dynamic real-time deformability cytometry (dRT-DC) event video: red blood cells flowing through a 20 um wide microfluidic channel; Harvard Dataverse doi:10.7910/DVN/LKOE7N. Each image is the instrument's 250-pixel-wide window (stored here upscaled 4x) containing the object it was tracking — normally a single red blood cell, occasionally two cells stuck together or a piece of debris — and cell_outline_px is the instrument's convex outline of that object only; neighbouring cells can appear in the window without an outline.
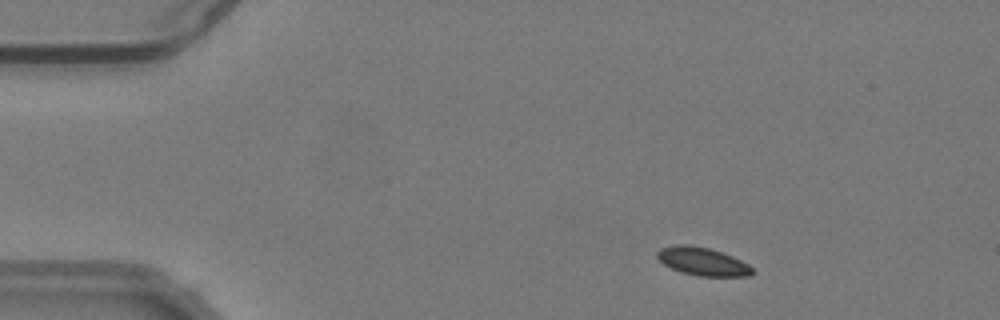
{"species": "common noctule bat (a hibernating species)", "species_latin": "Nyctalus noctula", "temperature_condition": "warm", "stored_images_in_passage": 50, "camera_frame_rate_fps": 3000, "um_per_image_px": 0.085, "animal": {"sex": "male", "body_mass_g": 19.2, "forearm_length_mm": 51.8}, "frame": {"image": 1, "passage_image": 4, "time_ms": 1.0, "image_size_px": [1000, 320], "cell_outline_px": [[756, 272], [752, 276], [700, 276], [680, 272], [664, 264], [656, 256], [656, 252], [660, 248], [676, 244], [688, 244], [708, 248], [732, 256], [748, 264]], "centroid_in_image_um": [59.72, 22.22], "position_along_channel_um": 25.3, "area_um2": 15.61}}
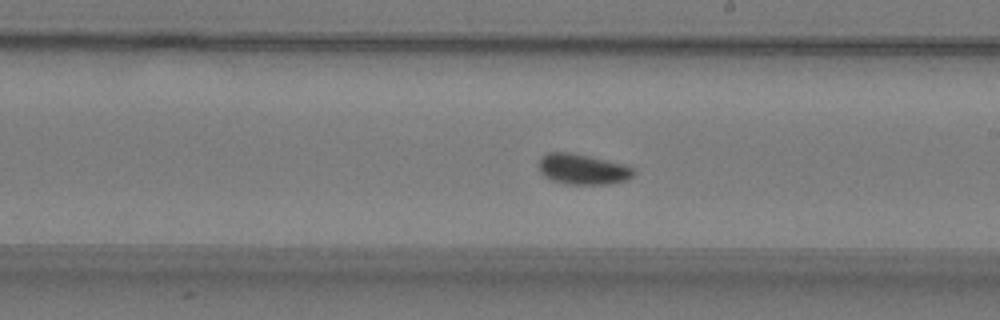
{"frame": {"image": 2, "passage_image": 27, "time_ms": 8.667, "image_size_px": [1000, 320], "cell_outline_px": [[636, 172], [628, 180], [612, 184], [564, 184], [552, 180], [544, 176], [540, 172], [540, 160], [548, 152], [568, 152], [588, 156], [624, 164], [632, 168]], "centroid_in_image_um": [49.56, 14.4], "position_along_channel_um": 239.4, "area_um2": 16.76}}
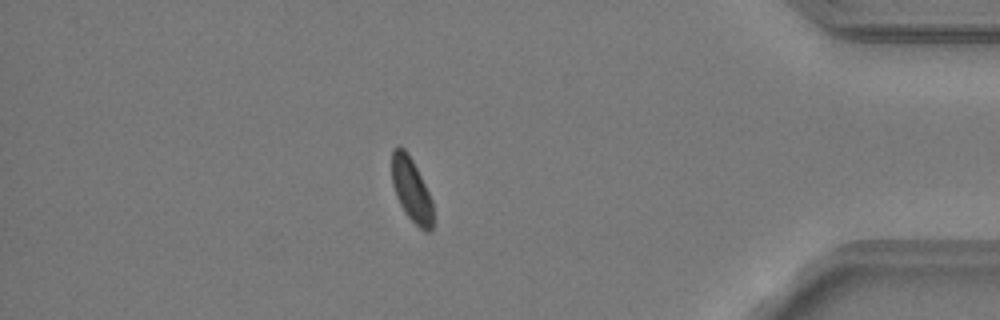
{"frame": {"image": 3, "passage_image": 43, "time_ms": 14.0, "image_size_px": [1000, 320], "cell_outline_px": [[432, 232], [424, 232], [404, 212], [396, 196], [392, 184], [392, 148], [400, 144], [408, 152], [432, 200]], "centroid_in_image_um": [34.94, 16.11], "position_along_channel_um": 400.3, "area_um2": 15.26}, "authors_computed_cell_mechanics": {"area_um2": 16.1551, "velocity_mm_per_s": 3.7555, "shape_relaxation_time_tau1_ms": null, "shape_relaxation_time_tau2_ms": 2.972, "deformation_change_tau1": null, "deformation_change_tau2": 0.0536}}